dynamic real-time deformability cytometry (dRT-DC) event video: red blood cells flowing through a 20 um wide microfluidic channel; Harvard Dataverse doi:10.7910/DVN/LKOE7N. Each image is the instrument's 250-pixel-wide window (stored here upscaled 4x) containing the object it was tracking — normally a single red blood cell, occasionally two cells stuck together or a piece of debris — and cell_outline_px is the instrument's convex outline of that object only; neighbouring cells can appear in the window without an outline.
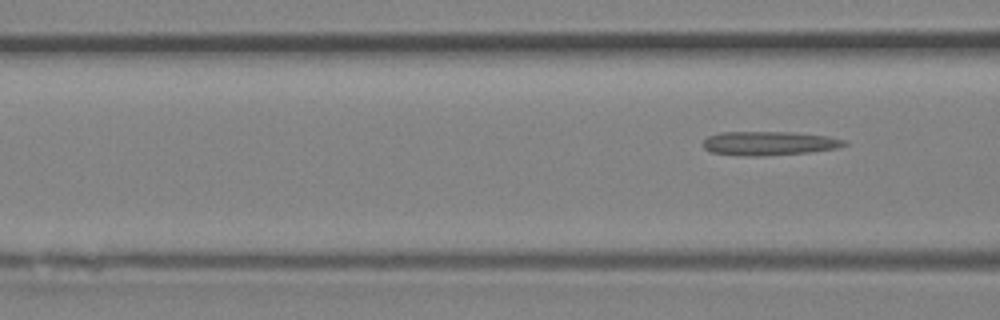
{"species": "Egyptian fruit bat (a non-hibernating species)", "species_latin": "Rousettus aegyptiacus", "temperature_condition": "room temperature", "stored_images_in_passage": 6, "camera_frame_rate_fps": 3000, "um_per_image_px": 0.085, "animal": {"sex": "female"}, "frame": {"image": 1, "passage_image": 6, "time_ms": 1.667, "image_size_px": [1000, 320], "cell_outline_px": [[848, 144], [836, 148], [808, 152], [764, 156], [740, 156], [712, 152], [704, 148], [704, 140], [708, 136], [720, 132], [788, 132], [828, 136], [844, 140]], "centroid_in_image_um": [65.34, 12.18], "position_along_channel_um": 101.3, "area_um2": 19.59}}